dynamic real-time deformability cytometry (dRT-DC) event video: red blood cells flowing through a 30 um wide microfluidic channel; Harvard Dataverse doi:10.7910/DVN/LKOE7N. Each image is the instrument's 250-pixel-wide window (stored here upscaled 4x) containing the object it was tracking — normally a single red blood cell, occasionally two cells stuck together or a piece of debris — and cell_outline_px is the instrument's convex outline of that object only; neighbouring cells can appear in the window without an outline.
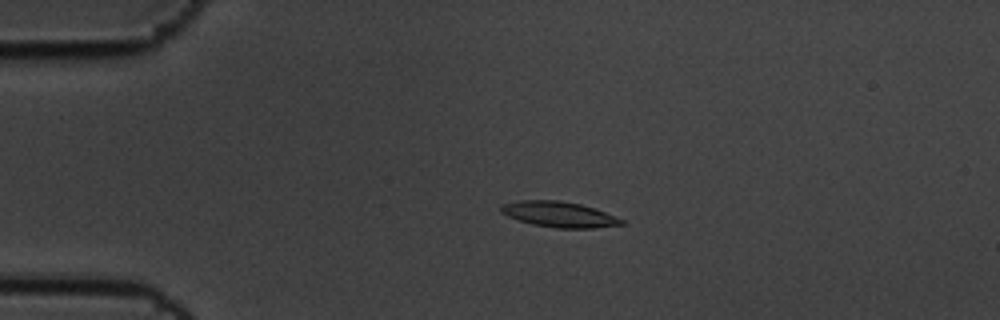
{"species": "common noctule bat (a hibernating species)", "species_latin": "Nyctalus noctula", "temperature_condition": "cold", "stored_images_in_passage": 5, "camera_frame_rate_fps": 3000, "um_per_image_px": 0.085, "animal": {"sex": "male", "body_mass_g": 19.5, "forearm_length_mm": 54.6}, "frame": {"image": 1, "passage_image": 3, "time_ms": 0.667, "image_size_px": [1000, 320], "cell_outline_px": [[624, 224], [592, 228], [556, 228], [532, 224], [508, 216], [500, 212], [500, 204], [520, 200], [560, 200], [580, 204], [596, 208], [616, 216], [624, 220]], "centroid_in_image_um": [47.52, 18.21], "position_along_channel_um": 37.5, "area_um2": 18.03}}